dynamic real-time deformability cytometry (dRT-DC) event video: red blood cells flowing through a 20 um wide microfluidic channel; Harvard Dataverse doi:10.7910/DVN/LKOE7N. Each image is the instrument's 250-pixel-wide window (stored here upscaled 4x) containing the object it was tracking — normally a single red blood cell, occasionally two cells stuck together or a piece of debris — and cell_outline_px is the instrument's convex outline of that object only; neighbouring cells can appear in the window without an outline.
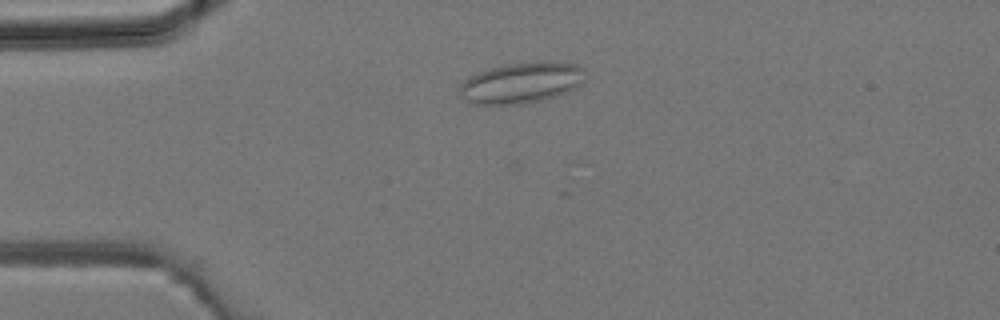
{"species": "common noctule bat (a hibernating species)", "species_latin": "Nyctalus noctula", "temperature_condition": "room temperature", "stored_images_in_passage": 2, "camera_frame_rate_fps": 3000, "um_per_image_px": 0.085, "animal": {"sex": "male", "body_mass_g": 19.2, "forearm_length_mm": 51.8}, "frame": {"image": 1, "passage_image": 2, "time_ms": 0.333, "image_size_px": [1000, 320], "cell_outline_px": [[584, 80], [580, 84], [556, 96], [540, 100], [520, 104], [472, 104], [460, 96], [460, 84], [464, 80], [480, 72], [492, 68], [508, 64], [548, 60], [576, 64], [584, 68]], "centroid_in_image_um": [44.33, 7.02], "position_along_channel_um": 40.7, "area_um2": 29.65}}